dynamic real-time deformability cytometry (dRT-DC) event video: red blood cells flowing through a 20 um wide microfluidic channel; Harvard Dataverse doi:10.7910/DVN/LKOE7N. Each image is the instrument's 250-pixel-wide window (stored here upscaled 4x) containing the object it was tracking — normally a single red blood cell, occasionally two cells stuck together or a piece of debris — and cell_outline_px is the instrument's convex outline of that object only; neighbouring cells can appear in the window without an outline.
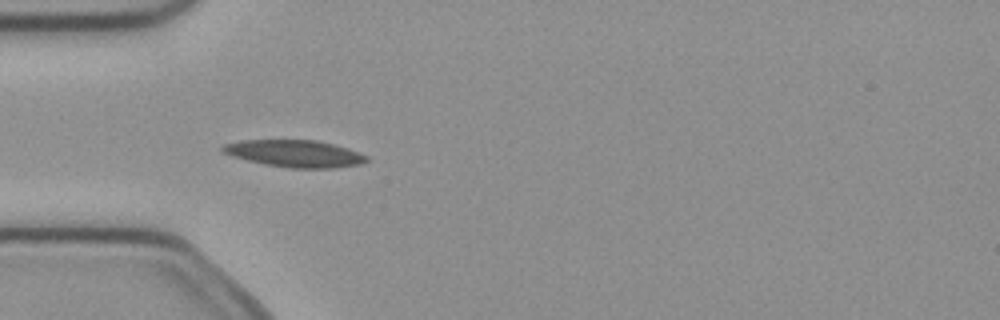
{"species": "common noctule bat (a hibernating species)", "species_latin": "Nyctalus noctula", "temperature_condition": "cold", "stored_images_in_passage": 5, "camera_frame_rate_fps": 3000, "um_per_image_px": 0.085, "animal": {"sex": "female", "body_mass_g": 21.9}, "frame": {"image": 1, "passage_image": 5, "time_ms": 1.333, "image_size_px": [1000, 320], "cell_outline_px": [[368, 160], [360, 164], [336, 168], [288, 168], [264, 164], [232, 156], [220, 152], [220, 148], [224, 144], [240, 140], [316, 140], [348, 148], [368, 156]], "centroid_in_image_um": [25.03, 13.05], "position_along_channel_um": 60.0, "area_um2": 22.77}}